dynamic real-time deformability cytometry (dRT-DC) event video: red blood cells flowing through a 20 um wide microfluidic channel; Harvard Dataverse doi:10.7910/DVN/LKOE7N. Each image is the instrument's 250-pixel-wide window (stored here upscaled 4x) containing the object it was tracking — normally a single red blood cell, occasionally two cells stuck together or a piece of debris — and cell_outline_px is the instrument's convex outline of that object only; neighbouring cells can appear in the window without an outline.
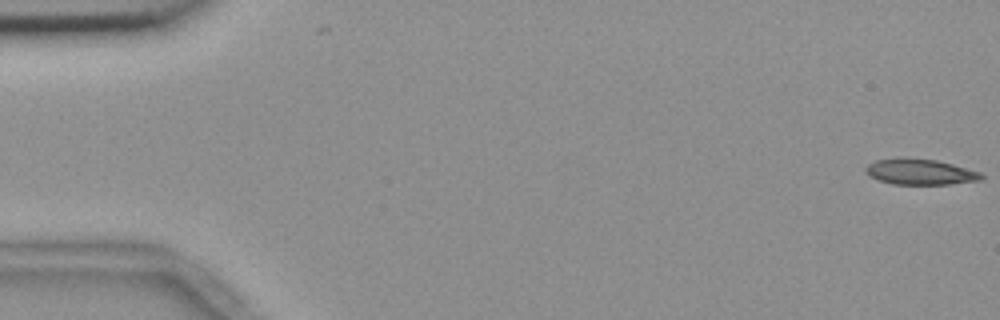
{"species": "common noctule bat (a hibernating species)", "species_latin": "Nyctalus noctula", "temperature_condition": "room temperature", "stored_images_in_passage": 56, "camera_frame_rate_fps": 3000, "um_per_image_px": 0.085, "animal": {"sex": "female", "body_mass_g": 18.4}, "frame": {"image": 1, "passage_image": 1, "time_ms": 0.0, "image_size_px": [1000, 320], "cell_outline_px": [[984, 176], [980, 180], [948, 184], [892, 184], [868, 176], [864, 172], [864, 168], [868, 164], [876, 160], [900, 156], [936, 160], [952, 164], [980, 172]], "centroid_in_image_um": [78.14, 14.59], "position_along_channel_um": 6.9, "area_um2": 17.51}}
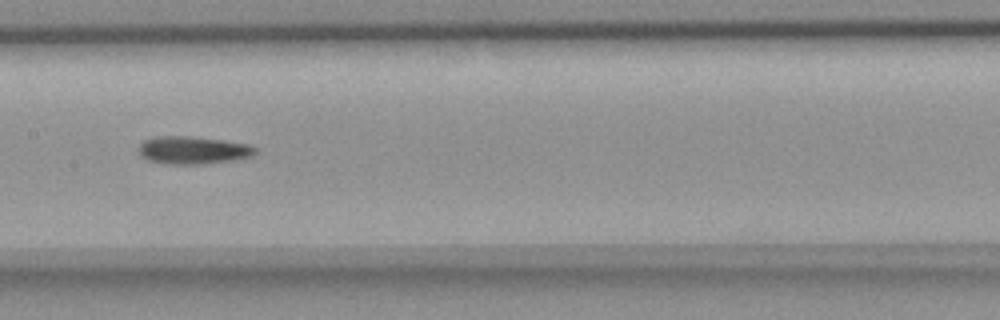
{"frame": {"image": 2, "passage_image": 28, "time_ms": 9.0, "image_size_px": [1000, 320], "cell_outline_px": [[256, 152], [252, 156], [232, 160], [204, 164], [172, 164], [148, 160], [140, 156], [136, 148], [144, 140], [156, 136], [192, 136], [224, 140], [248, 144], [256, 148]], "centroid_in_image_um": [16.37, 12.75], "position_along_channel_um": 191.0, "area_um2": 18.96}}
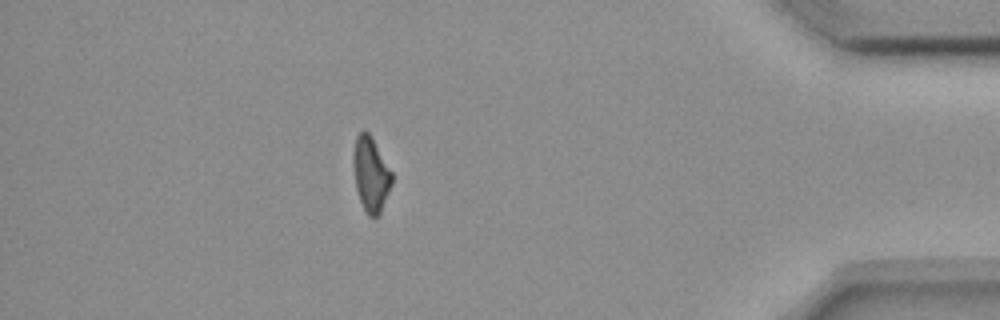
{"frame": {"image": 3, "passage_image": 49, "time_ms": 16.0, "image_size_px": [1000, 320], "cell_outline_px": [[392, 184], [380, 212], [376, 216], [368, 216], [360, 200], [356, 188], [352, 164], [352, 152], [356, 136], [364, 128], [372, 136], [392, 172]], "centroid_in_image_um": [31.5, 14.74], "position_along_channel_um": 403.7, "area_um2": 16.88}}